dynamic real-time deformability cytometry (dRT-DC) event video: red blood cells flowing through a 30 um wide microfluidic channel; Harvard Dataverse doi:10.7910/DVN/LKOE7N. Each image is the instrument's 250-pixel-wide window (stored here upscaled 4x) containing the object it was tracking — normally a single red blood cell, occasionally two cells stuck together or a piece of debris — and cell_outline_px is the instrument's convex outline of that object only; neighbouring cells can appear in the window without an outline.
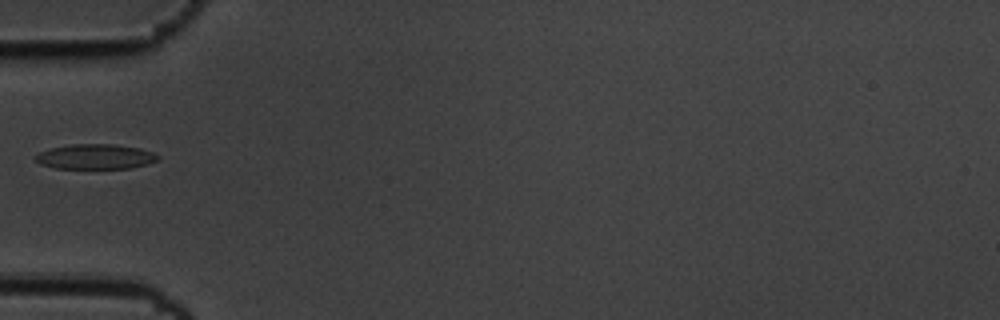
{"species": "common noctule bat (a hibernating species)", "species_latin": "Nyctalus noctula", "temperature_condition": "cold", "stored_images_in_passage": 39, "camera_frame_rate_fps": 3000, "um_per_image_px": 0.085, "animal": {"sex": "male", "body_mass_g": 19.5, "forearm_length_mm": 54.6}, "frame": {"image": 1, "passage_image": 1, "time_ms": 0.0, "image_size_px": [1000, 320], "cell_outline_px": [[160, 160], [148, 164], [132, 168], [56, 168], [40, 164], [36, 160], [36, 156], [40, 152], [52, 148], [72, 144], [116, 144], [140, 148], [152, 152], [160, 156]], "centroid_in_image_um": [8.18, 13.31], "position_along_channel_um": 76.8, "area_um2": 17.8}}
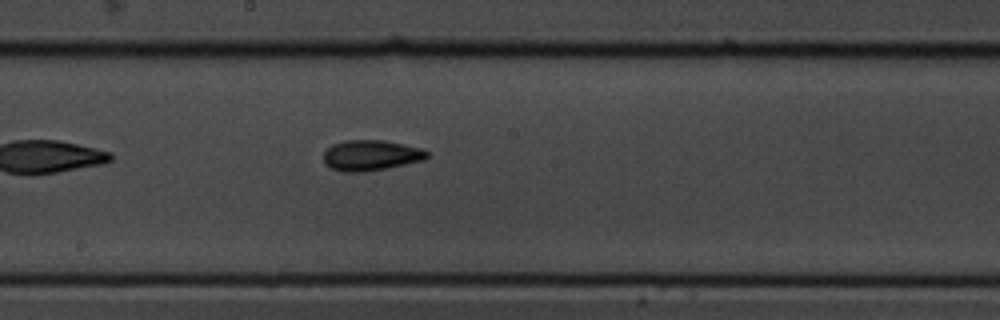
{"frame": {"image": 2, "passage_image": 13, "time_ms": 4.0, "image_size_px": [1000, 320], "cell_outline_px": [[428, 156], [424, 160], [388, 168], [364, 172], [344, 172], [332, 168], [324, 164], [324, 152], [332, 144], [344, 140], [384, 140], [420, 148], [428, 152]], "centroid_in_image_um": [31.51, 13.21], "position_along_channel_um": 216.7, "area_um2": 18.44}}
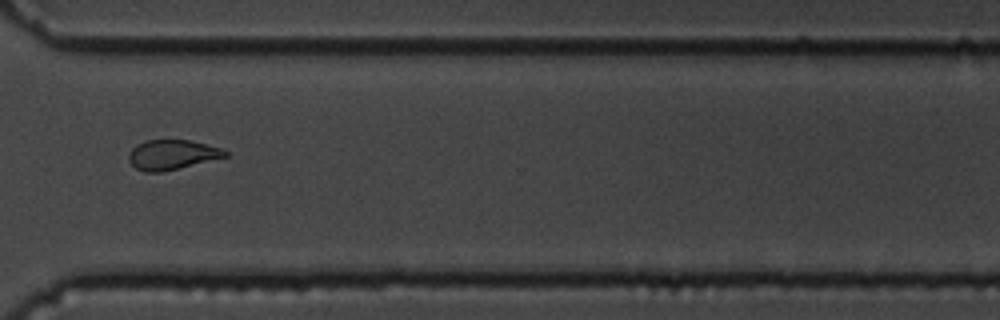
{"frame": {"image": 3, "passage_image": 25, "time_ms": 8.0, "image_size_px": [1000, 320], "cell_outline_px": [[228, 156], [160, 172], [144, 172], [136, 168], [128, 160], [128, 156], [132, 148], [136, 144], [144, 140], [188, 140], [220, 148], [228, 152]], "centroid_in_image_um": [14.57, 13.14], "position_along_channel_um": 356.0, "area_um2": 16.47}}